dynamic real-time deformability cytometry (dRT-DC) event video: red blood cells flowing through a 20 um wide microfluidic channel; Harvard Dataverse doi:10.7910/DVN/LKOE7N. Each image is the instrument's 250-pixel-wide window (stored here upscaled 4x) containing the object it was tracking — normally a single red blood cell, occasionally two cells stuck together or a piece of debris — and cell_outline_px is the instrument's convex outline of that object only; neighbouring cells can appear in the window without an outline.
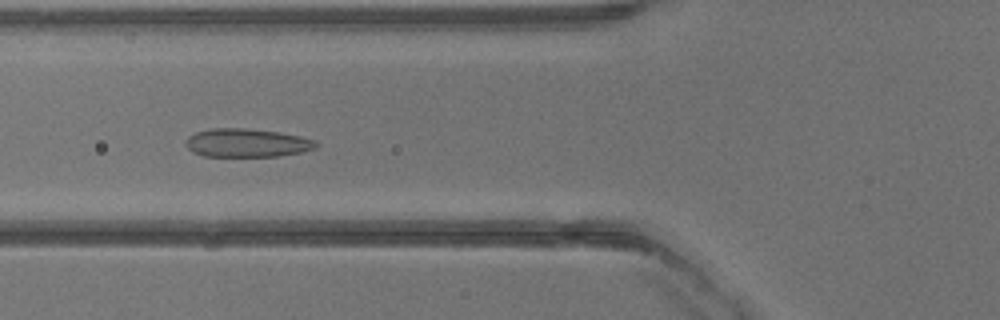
{"species": "common noctule bat (a hibernating species)", "species_latin": "Nyctalus noctula", "temperature_condition": "warm", "stored_images_in_passage": 29, "camera_frame_rate_fps": 3000, "um_per_image_px": 0.085, "animal": {"sex": "male", "body_mass_g": 13.3}, "frame": {"image": 1, "passage_image": 4, "time_ms": 1.0, "image_size_px": [1000, 320], "cell_outline_px": [[320, 144], [316, 148], [300, 152], [276, 156], [204, 156], [192, 152], [184, 144], [188, 136], [196, 132], [212, 128], [244, 128], [280, 132], [300, 136], [316, 140]], "centroid_in_image_um": [20.98, 12.14], "position_along_channel_um": 104.8, "area_um2": 21.68}}
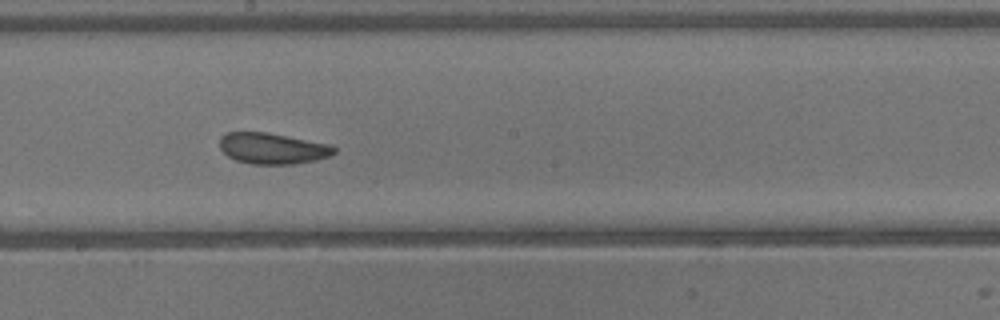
{"frame": {"image": 2, "passage_image": 11, "time_ms": 3.333, "image_size_px": [1000, 320], "cell_outline_px": [[336, 152], [328, 156], [316, 160], [296, 164], [252, 164], [236, 160], [228, 156], [220, 148], [220, 136], [228, 132], [268, 132], [328, 144], [336, 148]], "centroid_in_image_um": [23.15, 12.61], "position_along_channel_um": 225.1, "area_um2": 20.63}}
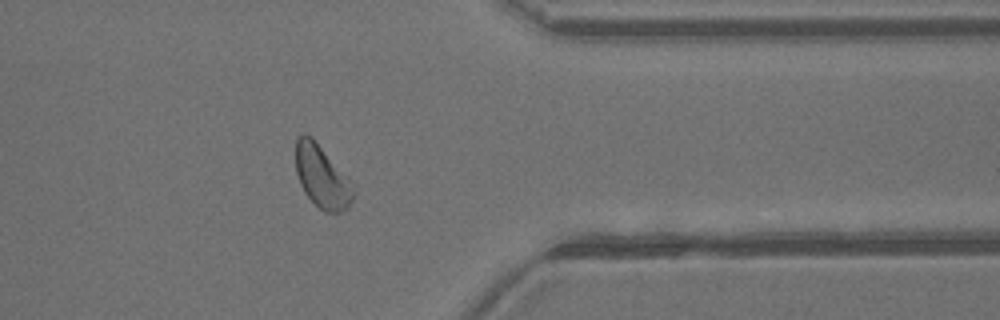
{"frame": {"image": 3, "passage_image": 21, "time_ms": 6.667, "image_size_px": [1000, 320], "cell_outline_px": [[356, 184], [352, 200], [348, 208], [340, 212], [324, 212], [304, 192], [300, 184], [296, 172], [296, 140], [304, 132], [312, 136]], "centroid_in_image_um": [27.41, 14.99], "position_along_channel_um": 384.0, "area_um2": 21.39}}